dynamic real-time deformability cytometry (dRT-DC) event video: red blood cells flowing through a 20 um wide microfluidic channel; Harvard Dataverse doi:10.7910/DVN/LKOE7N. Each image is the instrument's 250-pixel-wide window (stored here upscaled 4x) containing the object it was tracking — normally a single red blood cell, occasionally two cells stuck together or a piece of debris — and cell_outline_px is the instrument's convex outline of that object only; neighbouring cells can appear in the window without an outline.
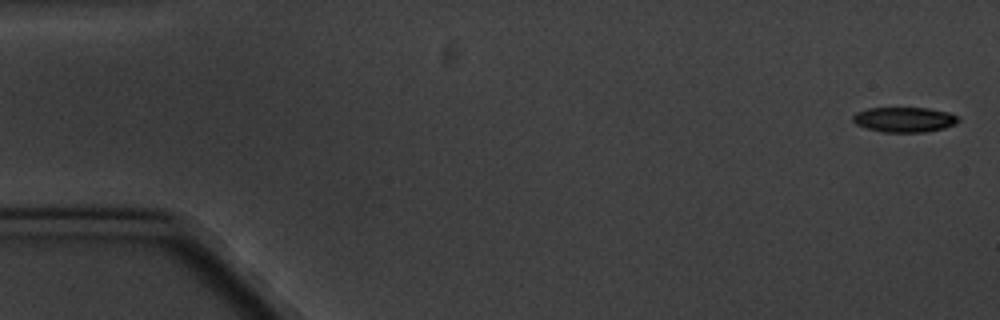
{"species": "common noctule bat (a hibernating species)", "species_latin": "Nyctalus noctula", "temperature_condition": "cold", "stored_images_in_passage": 10, "camera_frame_rate_fps": 3000, "um_per_image_px": 0.085, "animal": {"sex": "male", "body_mass_g": 20.1, "forearm_length_mm": 53.5}, "frame": {"image": 1, "passage_image": 1, "time_ms": 0.0, "image_size_px": [1000, 320], "cell_outline_px": [[960, 120], [956, 124], [944, 128], [924, 132], [884, 132], [868, 128], [856, 124], [852, 120], [852, 116], [856, 112], [868, 108], [928, 108], [948, 112], [960, 116]], "centroid_in_image_um": [76.9, 10.16], "position_along_channel_um": 8.1, "area_um2": 15.43}}
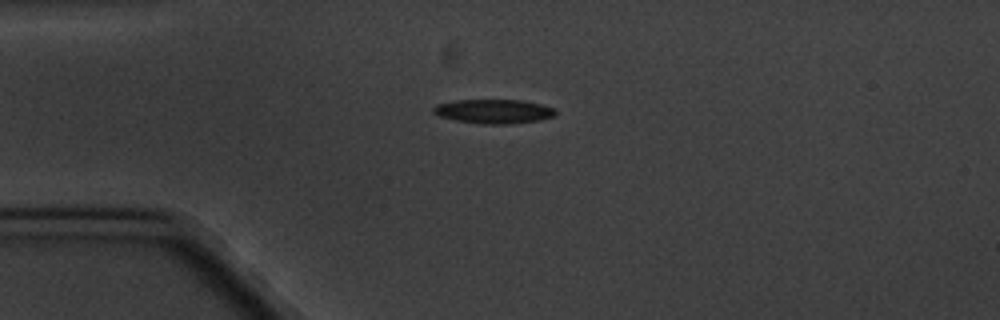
{"frame": {"image": 2, "passage_image": 5, "time_ms": 4.333, "image_size_px": [1000, 320], "cell_outline_px": [[556, 116], [540, 120], [508, 124], [480, 124], [456, 120], [440, 116], [432, 112], [432, 108], [436, 104], [456, 100], [524, 100], [556, 108]], "centroid_in_image_um": [41.99, 9.46], "position_along_channel_um": 43.0, "area_um2": 17.34}}